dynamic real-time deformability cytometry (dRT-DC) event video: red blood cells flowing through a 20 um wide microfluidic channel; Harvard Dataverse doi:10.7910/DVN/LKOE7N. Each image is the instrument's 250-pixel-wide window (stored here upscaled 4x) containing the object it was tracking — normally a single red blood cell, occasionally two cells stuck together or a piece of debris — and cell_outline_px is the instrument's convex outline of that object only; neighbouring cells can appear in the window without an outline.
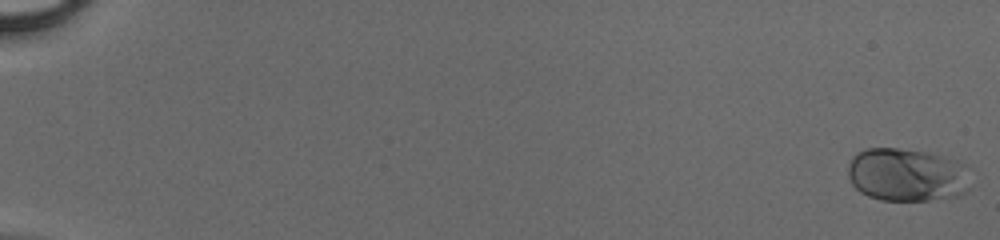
{"species": "human", "species_latin": "Homo sapiens", "temperature_condition": "cold", "stored_images_in_passage": 51, "camera_frame_rate_fps": 3000, "um_per_image_px": 0.085, "donor": {"sex": "male"}, "frame": {"image": 1, "passage_image": 1, "time_ms": 0.0, "image_size_px": [1000, 240], "cell_outline_px": [[972, 188], [960, 196], [928, 200], [880, 200], [868, 196], [860, 192], [852, 184], [848, 176], [848, 164], [852, 156], [856, 152], [864, 148], [896, 148], [928, 152], [956, 160], [964, 164]], "centroid_in_image_um": [77.08, 14.86], "position_along_channel_um": 7.9, "area_um2": 38.49}}
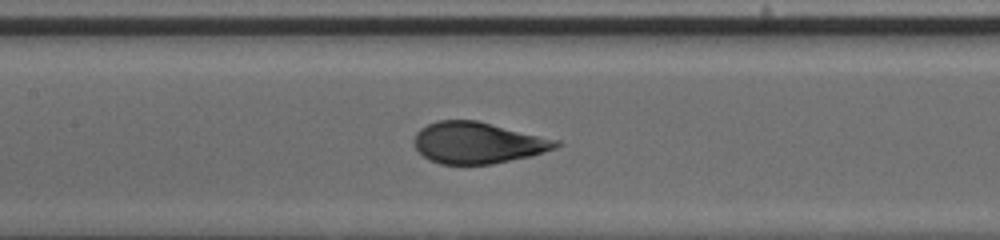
{"frame": {"image": 2, "passage_image": 27, "time_ms": 8.667, "image_size_px": [1000, 240], "cell_outline_px": [[564, 144], [556, 148], [532, 156], [492, 164], [440, 164], [428, 160], [416, 148], [412, 140], [416, 132], [420, 128], [428, 124], [440, 120], [476, 120], [560, 140]], "centroid_in_image_um": [40.63, 12.14], "position_along_channel_um": 166.8, "area_um2": 34.45}}
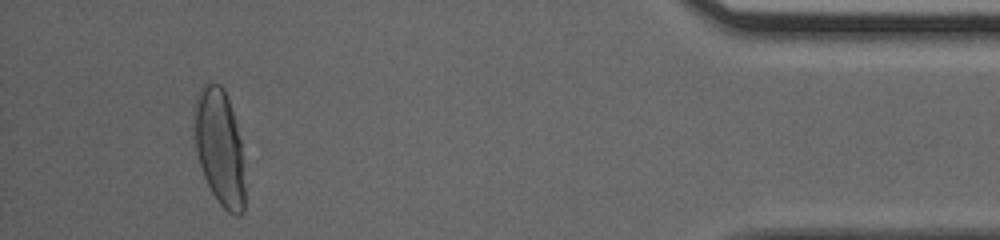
{"frame": {"image": 3, "passage_image": 48, "time_ms": 15.667, "image_size_px": [1000, 240], "cell_outline_px": [[244, 212], [240, 216], [236, 216], [228, 212], [216, 200], [204, 176], [200, 164], [196, 148], [192, 116], [192, 108], [196, 96], [200, 88], [208, 80], [220, 84], [224, 88], [236, 124], [240, 140], [244, 188]], "centroid_in_image_um": [18.62, 12.47], "position_along_channel_um": 416.6, "area_um2": 34.39}}